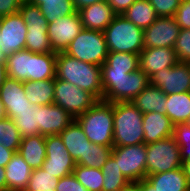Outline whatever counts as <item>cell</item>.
<instances>
[{
    "label": "cell",
    "mask_w": 190,
    "mask_h": 191,
    "mask_svg": "<svg viewBox=\"0 0 190 191\" xmlns=\"http://www.w3.org/2000/svg\"><path fill=\"white\" fill-rule=\"evenodd\" d=\"M123 16L142 30L147 29L157 18L155 9L148 0H136Z\"/></svg>",
    "instance_id": "obj_28"
},
{
    "label": "cell",
    "mask_w": 190,
    "mask_h": 191,
    "mask_svg": "<svg viewBox=\"0 0 190 191\" xmlns=\"http://www.w3.org/2000/svg\"><path fill=\"white\" fill-rule=\"evenodd\" d=\"M20 5L18 0H0V18L18 13Z\"/></svg>",
    "instance_id": "obj_44"
},
{
    "label": "cell",
    "mask_w": 190,
    "mask_h": 191,
    "mask_svg": "<svg viewBox=\"0 0 190 191\" xmlns=\"http://www.w3.org/2000/svg\"><path fill=\"white\" fill-rule=\"evenodd\" d=\"M103 186L102 191H120L130 181L122 174L116 160L110 156L102 167Z\"/></svg>",
    "instance_id": "obj_33"
},
{
    "label": "cell",
    "mask_w": 190,
    "mask_h": 191,
    "mask_svg": "<svg viewBox=\"0 0 190 191\" xmlns=\"http://www.w3.org/2000/svg\"><path fill=\"white\" fill-rule=\"evenodd\" d=\"M143 113L130 101L113 103V146L144 143Z\"/></svg>",
    "instance_id": "obj_3"
},
{
    "label": "cell",
    "mask_w": 190,
    "mask_h": 191,
    "mask_svg": "<svg viewBox=\"0 0 190 191\" xmlns=\"http://www.w3.org/2000/svg\"><path fill=\"white\" fill-rule=\"evenodd\" d=\"M0 61H6V57H5L4 54L1 52V50H0Z\"/></svg>",
    "instance_id": "obj_54"
},
{
    "label": "cell",
    "mask_w": 190,
    "mask_h": 191,
    "mask_svg": "<svg viewBox=\"0 0 190 191\" xmlns=\"http://www.w3.org/2000/svg\"><path fill=\"white\" fill-rule=\"evenodd\" d=\"M56 191H88L74 176L73 173L58 180Z\"/></svg>",
    "instance_id": "obj_43"
},
{
    "label": "cell",
    "mask_w": 190,
    "mask_h": 191,
    "mask_svg": "<svg viewBox=\"0 0 190 191\" xmlns=\"http://www.w3.org/2000/svg\"><path fill=\"white\" fill-rule=\"evenodd\" d=\"M182 167L180 147L173 136L146 144V176Z\"/></svg>",
    "instance_id": "obj_8"
},
{
    "label": "cell",
    "mask_w": 190,
    "mask_h": 191,
    "mask_svg": "<svg viewBox=\"0 0 190 191\" xmlns=\"http://www.w3.org/2000/svg\"><path fill=\"white\" fill-rule=\"evenodd\" d=\"M6 65L5 61H0V86L3 84L4 79L6 78Z\"/></svg>",
    "instance_id": "obj_51"
},
{
    "label": "cell",
    "mask_w": 190,
    "mask_h": 191,
    "mask_svg": "<svg viewBox=\"0 0 190 191\" xmlns=\"http://www.w3.org/2000/svg\"><path fill=\"white\" fill-rule=\"evenodd\" d=\"M74 119L58 105H40V135L60 134Z\"/></svg>",
    "instance_id": "obj_18"
},
{
    "label": "cell",
    "mask_w": 190,
    "mask_h": 191,
    "mask_svg": "<svg viewBox=\"0 0 190 191\" xmlns=\"http://www.w3.org/2000/svg\"><path fill=\"white\" fill-rule=\"evenodd\" d=\"M144 144L173 136L174 124L169 117L159 112L143 114Z\"/></svg>",
    "instance_id": "obj_20"
},
{
    "label": "cell",
    "mask_w": 190,
    "mask_h": 191,
    "mask_svg": "<svg viewBox=\"0 0 190 191\" xmlns=\"http://www.w3.org/2000/svg\"><path fill=\"white\" fill-rule=\"evenodd\" d=\"M111 156L130 182H139L146 178V144L113 146Z\"/></svg>",
    "instance_id": "obj_10"
},
{
    "label": "cell",
    "mask_w": 190,
    "mask_h": 191,
    "mask_svg": "<svg viewBox=\"0 0 190 191\" xmlns=\"http://www.w3.org/2000/svg\"><path fill=\"white\" fill-rule=\"evenodd\" d=\"M0 99L8 118L15 117L17 112L24 111L32 105L26 98L24 82L9 77H6L0 86Z\"/></svg>",
    "instance_id": "obj_16"
},
{
    "label": "cell",
    "mask_w": 190,
    "mask_h": 191,
    "mask_svg": "<svg viewBox=\"0 0 190 191\" xmlns=\"http://www.w3.org/2000/svg\"><path fill=\"white\" fill-rule=\"evenodd\" d=\"M75 120L90 142L113 147V103L98 100Z\"/></svg>",
    "instance_id": "obj_4"
},
{
    "label": "cell",
    "mask_w": 190,
    "mask_h": 191,
    "mask_svg": "<svg viewBox=\"0 0 190 191\" xmlns=\"http://www.w3.org/2000/svg\"><path fill=\"white\" fill-rule=\"evenodd\" d=\"M139 191H155V189L144 179L139 181Z\"/></svg>",
    "instance_id": "obj_49"
},
{
    "label": "cell",
    "mask_w": 190,
    "mask_h": 191,
    "mask_svg": "<svg viewBox=\"0 0 190 191\" xmlns=\"http://www.w3.org/2000/svg\"><path fill=\"white\" fill-rule=\"evenodd\" d=\"M101 76L103 100L111 103L131 101L150 84L141 69L131 73L111 71L106 63L101 66Z\"/></svg>",
    "instance_id": "obj_2"
},
{
    "label": "cell",
    "mask_w": 190,
    "mask_h": 191,
    "mask_svg": "<svg viewBox=\"0 0 190 191\" xmlns=\"http://www.w3.org/2000/svg\"><path fill=\"white\" fill-rule=\"evenodd\" d=\"M59 135L71 157L78 164L84 158L87 147L91 143L82 127L74 119Z\"/></svg>",
    "instance_id": "obj_23"
},
{
    "label": "cell",
    "mask_w": 190,
    "mask_h": 191,
    "mask_svg": "<svg viewBox=\"0 0 190 191\" xmlns=\"http://www.w3.org/2000/svg\"><path fill=\"white\" fill-rule=\"evenodd\" d=\"M55 78L88 91L97 100H103L101 66L80 61L64 52H58Z\"/></svg>",
    "instance_id": "obj_1"
},
{
    "label": "cell",
    "mask_w": 190,
    "mask_h": 191,
    "mask_svg": "<svg viewBox=\"0 0 190 191\" xmlns=\"http://www.w3.org/2000/svg\"><path fill=\"white\" fill-rule=\"evenodd\" d=\"M103 33L109 52L140 54L144 49V30L123 15H115Z\"/></svg>",
    "instance_id": "obj_5"
},
{
    "label": "cell",
    "mask_w": 190,
    "mask_h": 191,
    "mask_svg": "<svg viewBox=\"0 0 190 191\" xmlns=\"http://www.w3.org/2000/svg\"><path fill=\"white\" fill-rule=\"evenodd\" d=\"M84 29L104 31L115 17L107 0L97 2L78 11Z\"/></svg>",
    "instance_id": "obj_19"
},
{
    "label": "cell",
    "mask_w": 190,
    "mask_h": 191,
    "mask_svg": "<svg viewBox=\"0 0 190 191\" xmlns=\"http://www.w3.org/2000/svg\"><path fill=\"white\" fill-rule=\"evenodd\" d=\"M174 48H147L139 54V69L150 78L156 72L178 63Z\"/></svg>",
    "instance_id": "obj_17"
},
{
    "label": "cell",
    "mask_w": 190,
    "mask_h": 191,
    "mask_svg": "<svg viewBox=\"0 0 190 191\" xmlns=\"http://www.w3.org/2000/svg\"><path fill=\"white\" fill-rule=\"evenodd\" d=\"M4 168L7 191H24L30 180L32 169L19 152H15Z\"/></svg>",
    "instance_id": "obj_22"
},
{
    "label": "cell",
    "mask_w": 190,
    "mask_h": 191,
    "mask_svg": "<svg viewBox=\"0 0 190 191\" xmlns=\"http://www.w3.org/2000/svg\"><path fill=\"white\" fill-rule=\"evenodd\" d=\"M165 106V115L174 125L187 122L190 117V92L167 95Z\"/></svg>",
    "instance_id": "obj_29"
},
{
    "label": "cell",
    "mask_w": 190,
    "mask_h": 191,
    "mask_svg": "<svg viewBox=\"0 0 190 191\" xmlns=\"http://www.w3.org/2000/svg\"><path fill=\"white\" fill-rule=\"evenodd\" d=\"M182 168L190 181V159L184 160L182 162Z\"/></svg>",
    "instance_id": "obj_52"
},
{
    "label": "cell",
    "mask_w": 190,
    "mask_h": 191,
    "mask_svg": "<svg viewBox=\"0 0 190 191\" xmlns=\"http://www.w3.org/2000/svg\"><path fill=\"white\" fill-rule=\"evenodd\" d=\"M57 53L30 51L29 81L55 79Z\"/></svg>",
    "instance_id": "obj_26"
},
{
    "label": "cell",
    "mask_w": 190,
    "mask_h": 191,
    "mask_svg": "<svg viewBox=\"0 0 190 191\" xmlns=\"http://www.w3.org/2000/svg\"><path fill=\"white\" fill-rule=\"evenodd\" d=\"M6 117H7V114H6L5 107H4L3 102L0 99V120L5 119Z\"/></svg>",
    "instance_id": "obj_53"
},
{
    "label": "cell",
    "mask_w": 190,
    "mask_h": 191,
    "mask_svg": "<svg viewBox=\"0 0 190 191\" xmlns=\"http://www.w3.org/2000/svg\"><path fill=\"white\" fill-rule=\"evenodd\" d=\"M22 138L40 134V105L32 104L12 118Z\"/></svg>",
    "instance_id": "obj_32"
},
{
    "label": "cell",
    "mask_w": 190,
    "mask_h": 191,
    "mask_svg": "<svg viewBox=\"0 0 190 191\" xmlns=\"http://www.w3.org/2000/svg\"><path fill=\"white\" fill-rule=\"evenodd\" d=\"M186 123L190 126V117H189V119H188V121Z\"/></svg>",
    "instance_id": "obj_56"
},
{
    "label": "cell",
    "mask_w": 190,
    "mask_h": 191,
    "mask_svg": "<svg viewBox=\"0 0 190 191\" xmlns=\"http://www.w3.org/2000/svg\"><path fill=\"white\" fill-rule=\"evenodd\" d=\"M101 1H105V0H73V3L75 5L76 10L79 11L80 9L84 7L90 6L92 4H95Z\"/></svg>",
    "instance_id": "obj_47"
},
{
    "label": "cell",
    "mask_w": 190,
    "mask_h": 191,
    "mask_svg": "<svg viewBox=\"0 0 190 191\" xmlns=\"http://www.w3.org/2000/svg\"><path fill=\"white\" fill-rule=\"evenodd\" d=\"M158 17H174L181 0H148Z\"/></svg>",
    "instance_id": "obj_41"
},
{
    "label": "cell",
    "mask_w": 190,
    "mask_h": 191,
    "mask_svg": "<svg viewBox=\"0 0 190 191\" xmlns=\"http://www.w3.org/2000/svg\"><path fill=\"white\" fill-rule=\"evenodd\" d=\"M136 0H107L109 6L113 9L116 15H123V13L135 2Z\"/></svg>",
    "instance_id": "obj_45"
},
{
    "label": "cell",
    "mask_w": 190,
    "mask_h": 191,
    "mask_svg": "<svg viewBox=\"0 0 190 191\" xmlns=\"http://www.w3.org/2000/svg\"><path fill=\"white\" fill-rule=\"evenodd\" d=\"M6 76L18 81H29L30 51L21 50L6 57Z\"/></svg>",
    "instance_id": "obj_31"
},
{
    "label": "cell",
    "mask_w": 190,
    "mask_h": 191,
    "mask_svg": "<svg viewBox=\"0 0 190 191\" xmlns=\"http://www.w3.org/2000/svg\"><path fill=\"white\" fill-rule=\"evenodd\" d=\"M0 191H7L5 168L0 167Z\"/></svg>",
    "instance_id": "obj_48"
},
{
    "label": "cell",
    "mask_w": 190,
    "mask_h": 191,
    "mask_svg": "<svg viewBox=\"0 0 190 191\" xmlns=\"http://www.w3.org/2000/svg\"><path fill=\"white\" fill-rule=\"evenodd\" d=\"M155 191H190V181L182 167L146 176Z\"/></svg>",
    "instance_id": "obj_21"
},
{
    "label": "cell",
    "mask_w": 190,
    "mask_h": 191,
    "mask_svg": "<svg viewBox=\"0 0 190 191\" xmlns=\"http://www.w3.org/2000/svg\"><path fill=\"white\" fill-rule=\"evenodd\" d=\"M174 50L179 62L190 63V29L180 30Z\"/></svg>",
    "instance_id": "obj_40"
},
{
    "label": "cell",
    "mask_w": 190,
    "mask_h": 191,
    "mask_svg": "<svg viewBox=\"0 0 190 191\" xmlns=\"http://www.w3.org/2000/svg\"><path fill=\"white\" fill-rule=\"evenodd\" d=\"M29 2L39 6L48 24L77 12L73 0H29Z\"/></svg>",
    "instance_id": "obj_30"
},
{
    "label": "cell",
    "mask_w": 190,
    "mask_h": 191,
    "mask_svg": "<svg viewBox=\"0 0 190 191\" xmlns=\"http://www.w3.org/2000/svg\"><path fill=\"white\" fill-rule=\"evenodd\" d=\"M22 137L12 118L0 120V144L18 152Z\"/></svg>",
    "instance_id": "obj_38"
},
{
    "label": "cell",
    "mask_w": 190,
    "mask_h": 191,
    "mask_svg": "<svg viewBox=\"0 0 190 191\" xmlns=\"http://www.w3.org/2000/svg\"><path fill=\"white\" fill-rule=\"evenodd\" d=\"M174 18L181 29H190V0H181Z\"/></svg>",
    "instance_id": "obj_42"
},
{
    "label": "cell",
    "mask_w": 190,
    "mask_h": 191,
    "mask_svg": "<svg viewBox=\"0 0 190 191\" xmlns=\"http://www.w3.org/2000/svg\"><path fill=\"white\" fill-rule=\"evenodd\" d=\"M54 85L55 79L26 81L24 82L26 98L34 105L54 104Z\"/></svg>",
    "instance_id": "obj_27"
},
{
    "label": "cell",
    "mask_w": 190,
    "mask_h": 191,
    "mask_svg": "<svg viewBox=\"0 0 190 191\" xmlns=\"http://www.w3.org/2000/svg\"><path fill=\"white\" fill-rule=\"evenodd\" d=\"M113 147L90 143L85 152L84 158L78 165L102 169L111 156Z\"/></svg>",
    "instance_id": "obj_36"
},
{
    "label": "cell",
    "mask_w": 190,
    "mask_h": 191,
    "mask_svg": "<svg viewBox=\"0 0 190 191\" xmlns=\"http://www.w3.org/2000/svg\"><path fill=\"white\" fill-rule=\"evenodd\" d=\"M173 137L180 147L182 162L190 159V126L186 122L174 125Z\"/></svg>",
    "instance_id": "obj_39"
},
{
    "label": "cell",
    "mask_w": 190,
    "mask_h": 191,
    "mask_svg": "<svg viewBox=\"0 0 190 191\" xmlns=\"http://www.w3.org/2000/svg\"><path fill=\"white\" fill-rule=\"evenodd\" d=\"M54 90V104L63 108L74 118L84 114L98 101L88 91L57 78H55Z\"/></svg>",
    "instance_id": "obj_9"
},
{
    "label": "cell",
    "mask_w": 190,
    "mask_h": 191,
    "mask_svg": "<svg viewBox=\"0 0 190 191\" xmlns=\"http://www.w3.org/2000/svg\"><path fill=\"white\" fill-rule=\"evenodd\" d=\"M105 63L111 68V71L135 72L139 69V54L108 52Z\"/></svg>",
    "instance_id": "obj_34"
},
{
    "label": "cell",
    "mask_w": 190,
    "mask_h": 191,
    "mask_svg": "<svg viewBox=\"0 0 190 191\" xmlns=\"http://www.w3.org/2000/svg\"><path fill=\"white\" fill-rule=\"evenodd\" d=\"M46 158L42 168L59 179L73 173L76 161L71 157L59 134L45 136Z\"/></svg>",
    "instance_id": "obj_11"
},
{
    "label": "cell",
    "mask_w": 190,
    "mask_h": 191,
    "mask_svg": "<svg viewBox=\"0 0 190 191\" xmlns=\"http://www.w3.org/2000/svg\"><path fill=\"white\" fill-rule=\"evenodd\" d=\"M167 95L160 88L149 84L132 102L143 114L159 112L166 114Z\"/></svg>",
    "instance_id": "obj_25"
},
{
    "label": "cell",
    "mask_w": 190,
    "mask_h": 191,
    "mask_svg": "<svg viewBox=\"0 0 190 191\" xmlns=\"http://www.w3.org/2000/svg\"><path fill=\"white\" fill-rule=\"evenodd\" d=\"M73 174L88 191H102L103 173L101 169L76 164Z\"/></svg>",
    "instance_id": "obj_35"
},
{
    "label": "cell",
    "mask_w": 190,
    "mask_h": 191,
    "mask_svg": "<svg viewBox=\"0 0 190 191\" xmlns=\"http://www.w3.org/2000/svg\"><path fill=\"white\" fill-rule=\"evenodd\" d=\"M27 26L20 12L0 18V50L5 57L25 49Z\"/></svg>",
    "instance_id": "obj_12"
},
{
    "label": "cell",
    "mask_w": 190,
    "mask_h": 191,
    "mask_svg": "<svg viewBox=\"0 0 190 191\" xmlns=\"http://www.w3.org/2000/svg\"><path fill=\"white\" fill-rule=\"evenodd\" d=\"M150 84L160 88L166 95L190 92V63L178 62L164 68L150 78Z\"/></svg>",
    "instance_id": "obj_13"
},
{
    "label": "cell",
    "mask_w": 190,
    "mask_h": 191,
    "mask_svg": "<svg viewBox=\"0 0 190 191\" xmlns=\"http://www.w3.org/2000/svg\"><path fill=\"white\" fill-rule=\"evenodd\" d=\"M59 178L43 168L32 170L28 185L24 191H56Z\"/></svg>",
    "instance_id": "obj_37"
},
{
    "label": "cell",
    "mask_w": 190,
    "mask_h": 191,
    "mask_svg": "<svg viewBox=\"0 0 190 191\" xmlns=\"http://www.w3.org/2000/svg\"><path fill=\"white\" fill-rule=\"evenodd\" d=\"M108 52L104 33L89 29H83L64 51L71 57L97 66L106 62Z\"/></svg>",
    "instance_id": "obj_6"
},
{
    "label": "cell",
    "mask_w": 190,
    "mask_h": 191,
    "mask_svg": "<svg viewBox=\"0 0 190 191\" xmlns=\"http://www.w3.org/2000/svg\"><path fill=\"white\" fill-rule=\"evenodd\" d=\"M27 26L25 49L33 53H56L52 51L48 38V23L39 6L25 2L19 9Z\"/></svg>",
    "instance_id": "obj_7"
},
{
    "label": "cell",
    "mask_w": 190,
    "mask_h": 191,
    "mask_svg": "<svg viewBox=\"0 0 190 191\" xmlns=\"http://www.w3.org/2000/svg\"><path fill=\"white\" fill-rule=\"evenodd\" d=\"M15 151L5 148L0 144V167L4 168L14 156Z\"/></svg>",
    "instance_id": "obj_46"
},
{
    "label": "cell",
    "mask_w": 190,
    "mask_h": 191,
    "mask_svg": "<svg viewBox=\"0 0 190 191\" xmlns=\"http://www.w3.org/2000/svg\"><path fill=\"white\" fill-rule=\"evenodd\" d=\"M180 30L174 17H158L144 30V49L174 48Z\"/></svg>",
    "instance_id": "obj_15"
},
{
    "label": "cell",
    "mask_w": 190,
    "mask_h": 191,
    "mask_svg": "<svg viewBox=\"0 0 190 191\" xmlns=\"http://www.w3.org/2000/svg\"><path fill=\"white\" fill-rule=\"evenodd\" d=\"M120 191H139V182H129Z\"/></svg>",
    "instance_id": "obj_50"
},
{
    "label": "cell",
    "mask_w": 190,
    "mask_h": 191,
    "mask_svg": "<svg viewBox=\"0 0 190 191\" xmlns=\"http://www.w3.org/2000/svg\"><path fill=\"white\" fill-rule=\"evenodd\" d=\"M18 152L32 170L42 168L46 158L45 136L38 134L22 138Z\"/></svg>",
    "instance_id": "obj_24"
},
{
    "label": "cell",
    "mask_w": 190,
    "mask_h": 191,
    "mask_svg": "<svg viewBox=\"0 0 190 191\" xmlns=\"http://www.w3.org/2000/svg\"><path fill=\"white\" fill-rule=\"evenodd\" d=\"M21 4L25 2H29V0H18Z\"/></svg>",
    "instance_id": "obj_55"
},
{
    "label": "cell",
    "mask_w": 190,
    "mask_h": 191,
    "mask_svg": "<svg viewBox=\"0 0 190 191\" xmlns=\"http://www.w3.org/2000/svg\"><path fill=\"white\" fill-rule=\"evenodd\" d=\"M83 29L78 11L49 23L47 31L52 51L64 52Z\"/></svg>",
    "instance_id": "obj_14"
}]
</instances>
